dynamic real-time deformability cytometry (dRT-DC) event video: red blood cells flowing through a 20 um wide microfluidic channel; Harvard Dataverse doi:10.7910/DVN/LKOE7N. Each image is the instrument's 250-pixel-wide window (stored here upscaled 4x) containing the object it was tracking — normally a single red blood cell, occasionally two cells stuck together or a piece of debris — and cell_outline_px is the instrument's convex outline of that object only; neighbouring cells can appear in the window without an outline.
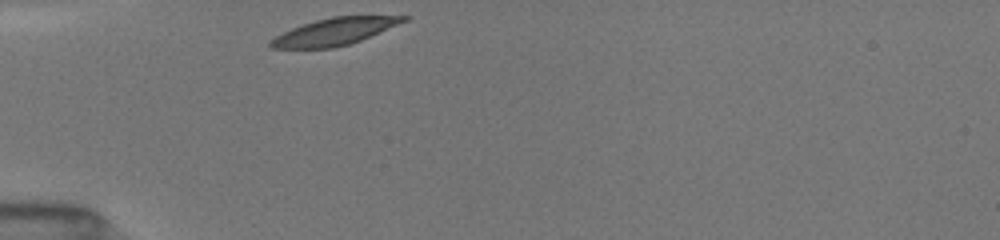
{"species": "common noctule bat (a hibernating species)", "species_latin": "Nyctalus noctula", "temperature_condition": "room temperature", "stored_images_in_passage": 29, "camera_frame_rate_fps": 3000, "um_per_image_px": 0.085, "animal": {"sex": "female", "body_mass_g": 19.5, "forearm_length_mm": 54.1}, "frame": {"image": 1, "passage_image": 1, "time_ms": 0.0, "image_size_px": [1000, 240], "cell_outline_px": [[408, 20], [360, 40], [348, 44], [332, 48], [268, 48], [268, 44], [276, 36], [292, 28], [316, 20], [332, 16], [408, 16]], "centroid_in_image_um": [28.41, 2.68], "position_along_channel_um": 56.6, "area_um2": 20.52}}
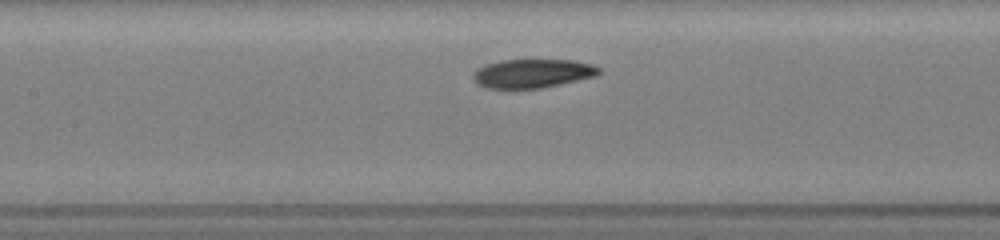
{"frame": {"image": 2, "passage_image": 10, "time_ms": 3.0, "image_size_px": [1000, 240], "cell_outline_px": [[600, 72], [596, 76], [560, 84], [540, 88], [484, 88], [476, 84], [472, 76], [472, 72], [476, 68], [500, 60], [576, 60], [592, 64], [600, 68]], "centroid_in_image_um": [45.23, 6.24], "position_along_channel_um": 162.2, "area_um2": 21.21}}
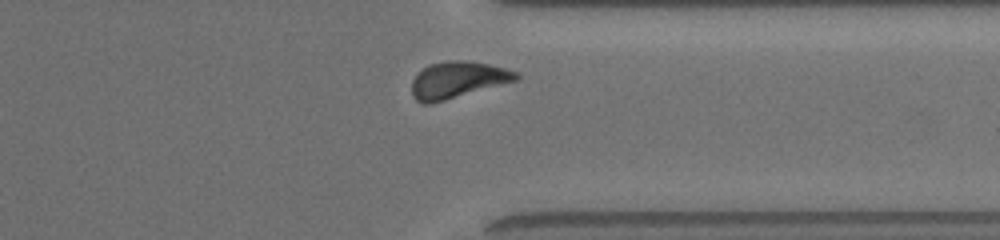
{"frame": {"image": 3, "passage_image": 26, "time_ms": 8.333, "image_size_px": [1000, 240], "cell_outline_px": [[520, 76], [516, 80], [444, 100], [428, 104], [424, 104], [416, 100], [412, 96], [412, 80], [428, 64], [448, 60], [468, 60], [488, 64], [504, 68], [516, 72]], "centroid_in_image_um": [38.86, 6.77], "position_along_channel_um": 372.5, "area_um2": 21.85}, "authors_computed_cell_mechanics": {"area_um2": 21.8484, "velocity_mm_per_s": 3.9475, "shape_relaxation_time_tau1_ms": 2.4108, "shape_relaxation_time_tau2_ms": null, "deformation_change_tau1": 0.0965, "deformation_change_tau2": null}}